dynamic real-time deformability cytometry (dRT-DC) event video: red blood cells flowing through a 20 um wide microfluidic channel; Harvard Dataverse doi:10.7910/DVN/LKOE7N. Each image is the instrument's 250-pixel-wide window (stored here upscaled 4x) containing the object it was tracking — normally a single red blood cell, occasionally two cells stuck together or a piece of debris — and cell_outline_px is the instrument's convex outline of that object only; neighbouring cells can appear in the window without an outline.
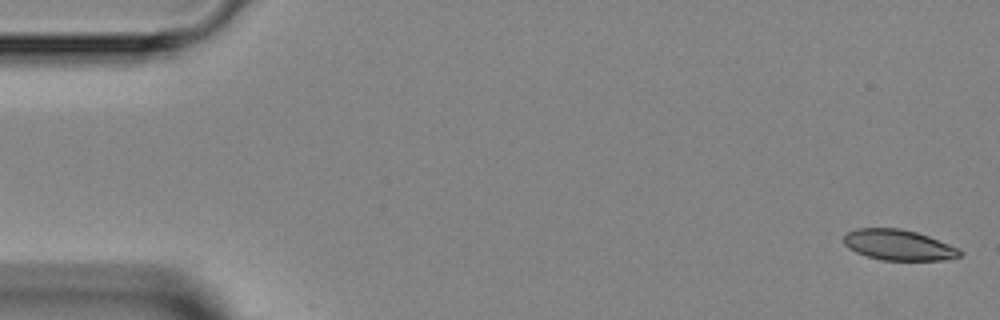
{"species": "Egyptian fruit bat (a non-hibernating species)", "species_latin": "Rousettus aegyptiacus", "temperature_condition": "room temperature", "stored_images_in_passage": 4, "camera_frame_rate_fps": 3000, "um_per_image_px": 0.085, "animal": {"sex": "female"}, "frame": {"image": 1, "passage_image": 1, "time_ms": 0.0, "image_size_px": [1000, 320], "cell_outline_px": [[964, 252], [960, 256], [944, 260], [880, 260], [856, 252], [848, 248], [844, 244], [844, 236], [848, 232], [856, 228], [900, 228], [916, 232], [928, 236], [960, 248]], "centroid_in_image_um": [76.39, 20.82], "position_along_channel_um": 8.6, "area_um2": 20.75}}